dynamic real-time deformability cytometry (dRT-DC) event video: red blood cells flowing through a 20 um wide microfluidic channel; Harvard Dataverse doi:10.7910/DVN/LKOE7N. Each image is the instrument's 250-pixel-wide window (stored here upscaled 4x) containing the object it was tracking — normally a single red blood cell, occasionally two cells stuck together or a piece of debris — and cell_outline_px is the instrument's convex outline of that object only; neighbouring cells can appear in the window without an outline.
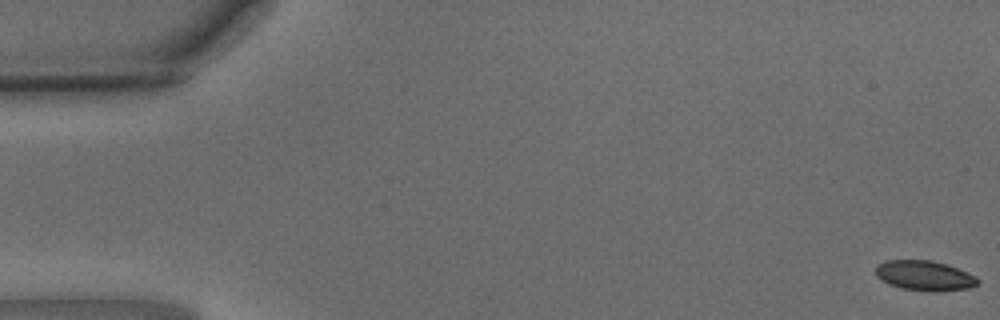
{"species": "common noctule bat (a hibernating species)", "species_latin": "Nyctalus noctula", "temperature_condition": "warm", "stored_images_in_passage": 15, "camera_frame_rate_fps": 3000, "um_per_image_px": 0.085, "animal": {"sex": "male", "body_mass_g": 15.6}, "frame": {"image": 1, "passage_image": 1, "time_ms": 0.0, "image_size_px": [1000, 320], "cell_outline_px": [[980, 284], [968, 288], [928, 292], [900, 288], [888, 284], [876, 276], [876, 268], [884, 260], [932, 260], [956, 268], [976, 276], [980, 280]], "centroid_in_image_um": [78.58, 23.44], "position_along_channel_um": 6.4, "area_um2": 17.8}}